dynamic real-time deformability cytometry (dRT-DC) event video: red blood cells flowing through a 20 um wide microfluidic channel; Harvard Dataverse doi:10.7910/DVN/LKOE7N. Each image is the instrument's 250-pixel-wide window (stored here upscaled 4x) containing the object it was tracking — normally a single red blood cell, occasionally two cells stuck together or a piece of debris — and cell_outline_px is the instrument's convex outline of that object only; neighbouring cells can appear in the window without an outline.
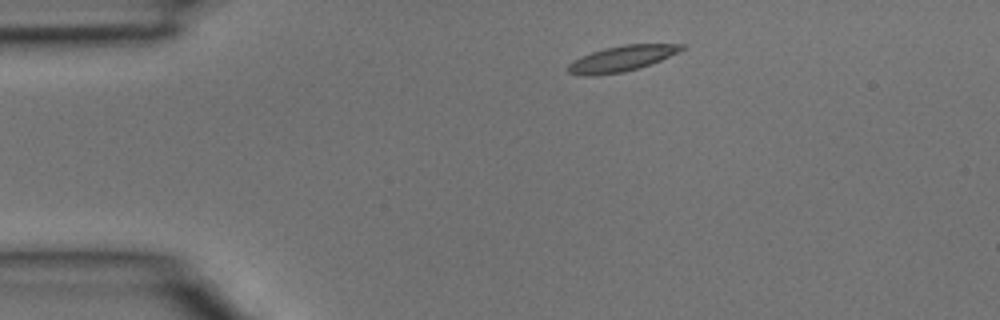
{"species": "common noctule bat (a hibernating species)", "species_latin": "Nyctalus noctula", "temperature_condition": "room temperature", "stored_images_in_passage": 2, "camera_frame_rate_fps": 3000, "um_per_image_px": 0.085, "animal": {"sex": "male", "body_mass_g": 15.6}, "frame": {"image": 1, "passage_image": 1, "time_ms": 0.0, "image_size_px": [1000, 320], "cell_outline_px": [[684, 48], [660, 60], [624, 72], [596, 76], [584, 76], [568, 72], [568, 64], [572, 60], [592, 52], [604, 48], [624, 44], [684, 44]], "centroid_in_image_um": [52.77, 4.98], "position_along_channel_um": 32.2, "area_um2": 16.7}}